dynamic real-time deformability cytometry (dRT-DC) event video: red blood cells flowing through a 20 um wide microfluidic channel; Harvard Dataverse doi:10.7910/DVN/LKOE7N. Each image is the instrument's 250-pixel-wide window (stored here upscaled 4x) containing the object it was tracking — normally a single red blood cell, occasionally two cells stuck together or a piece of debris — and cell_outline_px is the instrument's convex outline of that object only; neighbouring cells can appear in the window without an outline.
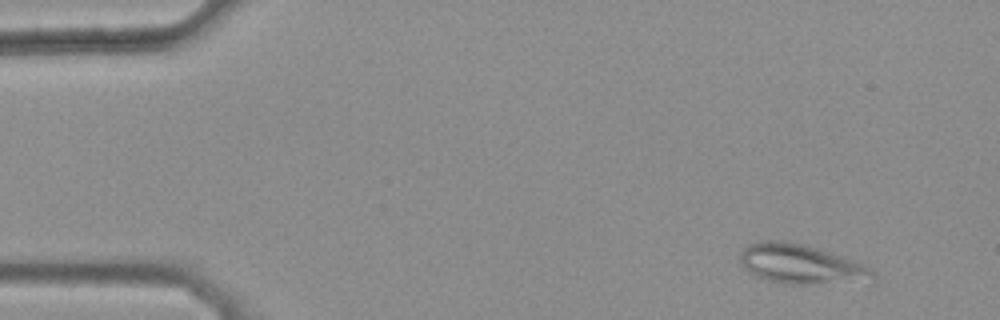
{"species": "common noctule bat (a hibernating species)", "species_latin": "Nyctalus noctula", "temperature_condition": "warm", "stored_images_in_passage": 44, "camera_frame_rate_fps": 3000, "um_per_image_px": 0.085, "animal": {"sex": "female", "body_mass_g": 25.1}, "frame": {"image": 1, "passage_image": 5, "time_ms": 1.333, "image_size_px": [1000, 320], "cell_outline_px": [[876, 276], [872, 284], [784, 284], [768, 280], [756, 276], [744, 268], [740, 260], [740, 252], [748, 244], [764, 240], [784, 240], [804, 244], [820, 248], [864, 264], [872, 268]], "centroid_in_image_um": [68.2, 22.48], "position_along_channel_um": 16.8, "area_um2": 31.56}}
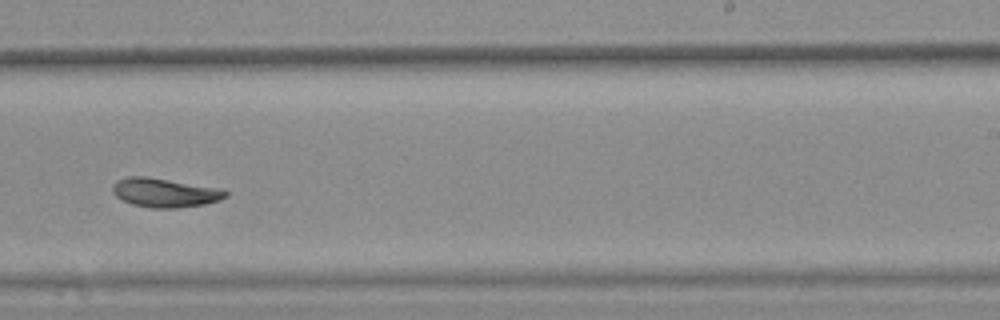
{"frame": {"image": 2, "passage_image": 33, "time_ms": 10.667, "image_size_px": [1000, 320], "cell_outline_px": [[228, 196], [220, 200], [204, 204], [176, 208], [152, 208], [132, 204], [116, 196], [112, 192], [112, 188], [116, 180], [128, 176], [148, 176], [224, 188], [228, 192]], "centroid_in_image_um": [14.05, 16.36], "position_along_channel_um": 274.9, "area_um2": 19.42}}
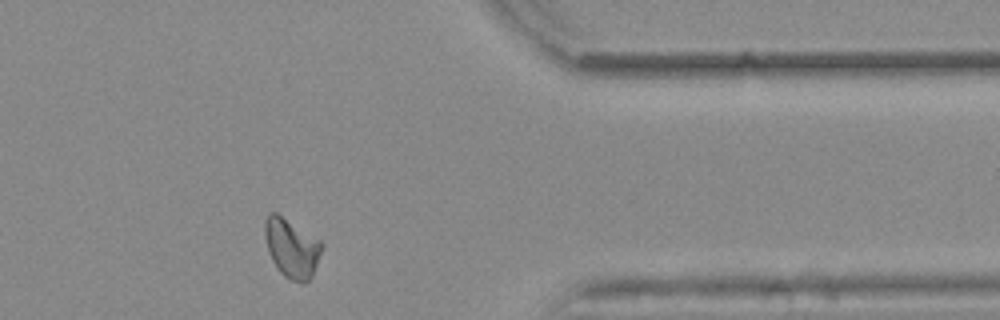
{"frame": {"image": 3, "passage_image": 43, "time_ms": 14.0, "image_size_px": [1000, 320], "cell_outline_px": [[324, 244], [312, 276], [308, 280], [292, 280], [284, 276], [276, 268], [268, 252], [264, 236], [264, 220], [268, 212], [276, 212], [320, 240]], "centroid_in_image_um": [24.76, 21.04], "position_along_channel_um": 386.6, "area_um2": 19.48}}